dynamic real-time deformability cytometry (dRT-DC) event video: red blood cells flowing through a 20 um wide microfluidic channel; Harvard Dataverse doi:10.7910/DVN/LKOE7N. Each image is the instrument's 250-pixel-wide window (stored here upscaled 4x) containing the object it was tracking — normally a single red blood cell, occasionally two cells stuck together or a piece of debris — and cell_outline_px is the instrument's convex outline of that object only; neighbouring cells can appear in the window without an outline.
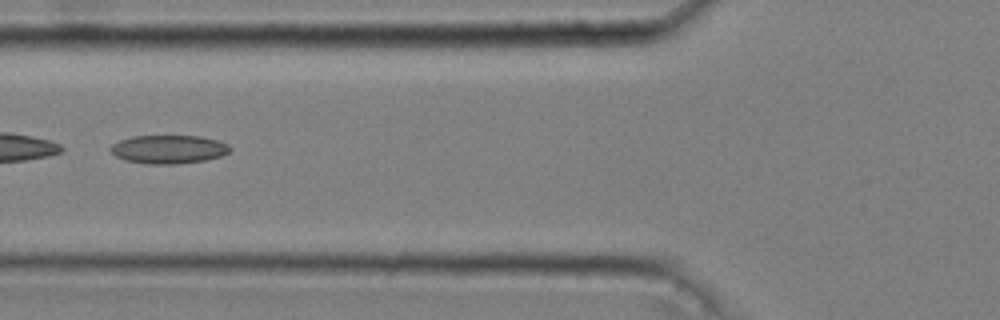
{"species": "common noctule bat (a hibernating species)", "species_latin": "Nyctalus noctula", "temperature_condition": "cold", "stored_images_in_passage": 41, "camera_frame_rate_fps": 3000, "um_per_image_px": 0.085, "animal": {"sex": "male", "body_mass_g": 20.4}, "frame": {"image": 1, "passage_image": 12, "time_ms": 3.667, "image_size_px": [1000, 320], "cell_outline_px": [[232, 148], [228, 152], [220, 156], [204, 160], [176, 164], [148, 164], [124, 160], [116, 156], [108, 148], [112, 144], [120, 140], [132, 136], [200, 136], [216, 140], [228, 144]], "centroid_in_image_um": [14.3, 12.69], "position_along_channel_um": 111.5, "area_um2": 19.77}}